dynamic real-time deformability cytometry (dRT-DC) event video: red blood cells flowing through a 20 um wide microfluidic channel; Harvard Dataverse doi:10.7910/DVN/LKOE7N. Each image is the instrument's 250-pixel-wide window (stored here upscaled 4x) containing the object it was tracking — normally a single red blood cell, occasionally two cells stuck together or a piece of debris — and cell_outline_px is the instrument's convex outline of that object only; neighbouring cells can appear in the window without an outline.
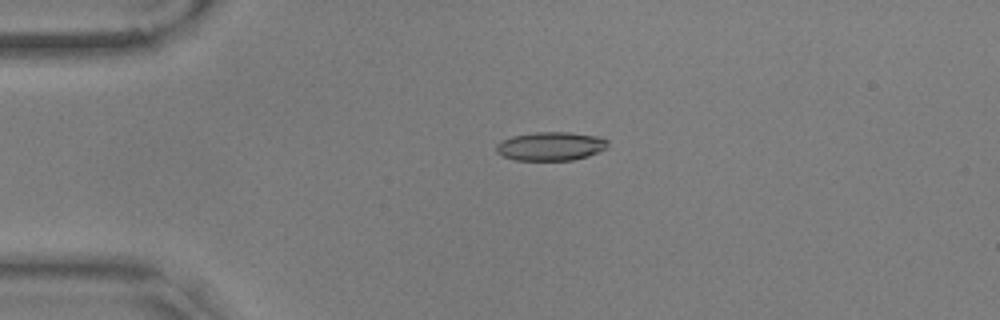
{"species": "common noctule bat (a hibernating species)", "species_latin": "Nyctalus noctula", "temperature_condition": "warm", "stored_images_in_passage": 42, "camera_frame_rate_fps": 3000, "um_per_image_px": 0.085, "animal": {"sex": "male", "body_mass_g": 17.9, "forearm_length_mm": 54.2}, "frame": {"image": 1, "passage_image": 1, "time_ms": 0.0, "image_size_px": [1000, 320], "cell_outline_px": [[608, 144], [604, 148], [588, 156], [572, 160], [516, 160], [504, 156], [496, 152], [496, 144], [512, 136], [536, 132], [572, 132], [596, 136], [608, 140]], "centroid_in_image_um": [46.79, 12.42], "position_along_channel_um": 38.2, "area_um2": 18.44}}
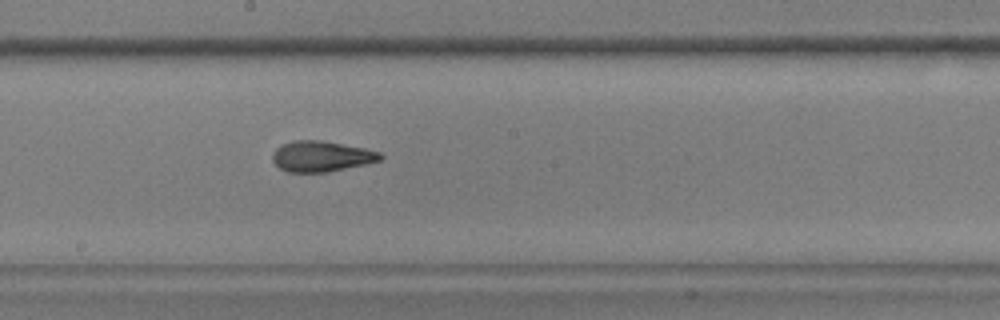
{"frame": {"image": 2, "passage_image": 19, "time_ms": 6.0, "image_size_px": [1000, 320], "cell_outline_px": [[384, 156], [380, 160], [368, 164], [328, 172], [288, 172], [280, 168], [272, 160], [272, 152], [280, 144], [292, 140], [320, 140], [364, 148], [380, 152]], "centroid_in_image_um": [27.3, 13.28], "position_along_channel_um": 220.9, "area_um2": 19.42}}
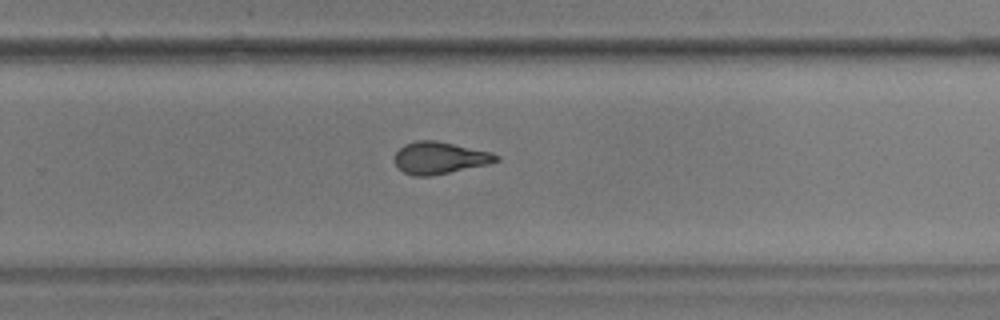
{"frame": {"image": 3, "passage_image": 25, "time_ms": 8.0, "image_size_px": [1000, 320], "cell_outline_px": [[500, 160], [488, 164], [428, 176], [416, 176], [404, 172], [396, 164], [396, 152], [404, 144], [416, 140], [436, 140], [492, 152], [500, 156]], "centroid_in_image_um": [37.4, 13.4], "position_along_channel_um": 292.4, "area_um2": 18.73}, "authors_computed_cell_mechanics": {"area_um2": 18.9873, "velocity_mm_per_s": 3.5931, "shape_relaxation_time_tau1_ms": 8.0476, "shape_relaxation_time_tau2_ms": 1.622, "deformation_change_tau1": 0.2143, "deformation_change_tau2": 0.0985}}